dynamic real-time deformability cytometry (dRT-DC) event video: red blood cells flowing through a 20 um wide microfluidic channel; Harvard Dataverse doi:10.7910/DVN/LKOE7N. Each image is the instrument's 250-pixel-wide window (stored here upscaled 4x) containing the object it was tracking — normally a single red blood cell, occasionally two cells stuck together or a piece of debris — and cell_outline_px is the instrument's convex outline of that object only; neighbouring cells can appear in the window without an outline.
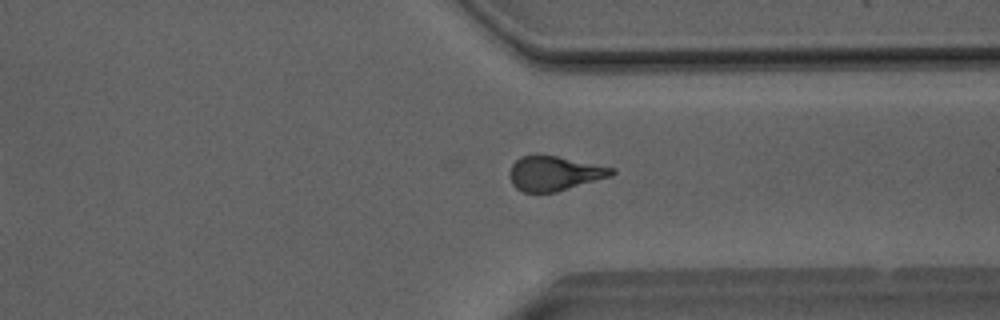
{"species": "Egyptian fruit bat (a non-hibernating species)", "species_latin": "Rousettus aegyptiacus", "temperature_condition": "room temperature", "stored_images_in_passage": 33, "camera_frame_rate_fps": 3000, "um_per_image_px": 0.085, "animal": {"sex": "male"}, "frame": {"image": 1, "passage_image": 28, "time_ms": 9.0, "image_size_px": [1000, 320], "cell_outline_px": [[616, 172], [612, 176], [556, 192], [524, 192], [516, 188], [512, 184], [508, 176], [508, 172], [512, 164], [520, 156], [536, 152], [616, 168]], "centroid_in_image_um": [47.09, 14.71], "position_along_channel_um": 364.3, "area_um2": 21.04}}
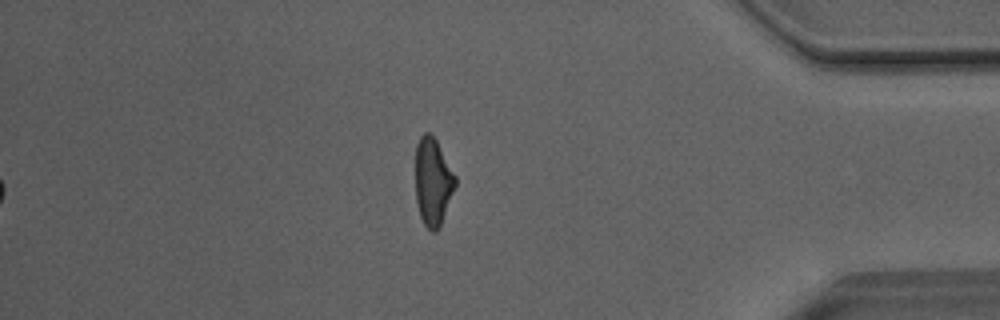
{"frame": {"image": 2, "passage_image": 33, "time_ms": 10.667, "image_size_px": [1000, 320], "cell_outline_px": [[456, 184], [440, 228], [436, 232], [432, 232], [424, 224], [420, 216], [416, 204], [416, 144], [420, 136], [424, 132], [428, 132], [436, 140], [456, 176]], "centroid_in_image_um": [36.79, 15.47], "position_along_channel_um": 398.4, "area_um2": 20.35}, "authors_computed_cell_mechanics": {"area_um2": 21.097, "velocity_mm_per_s": 4.0537, "shape_relaxation_time_tau1_ms": 8.9885, "shape_relaxation_time_tau2_ms": 2.1836, "deformation_change_tau1": 0.2518, "deformation_change_tau2": 0.1115}}